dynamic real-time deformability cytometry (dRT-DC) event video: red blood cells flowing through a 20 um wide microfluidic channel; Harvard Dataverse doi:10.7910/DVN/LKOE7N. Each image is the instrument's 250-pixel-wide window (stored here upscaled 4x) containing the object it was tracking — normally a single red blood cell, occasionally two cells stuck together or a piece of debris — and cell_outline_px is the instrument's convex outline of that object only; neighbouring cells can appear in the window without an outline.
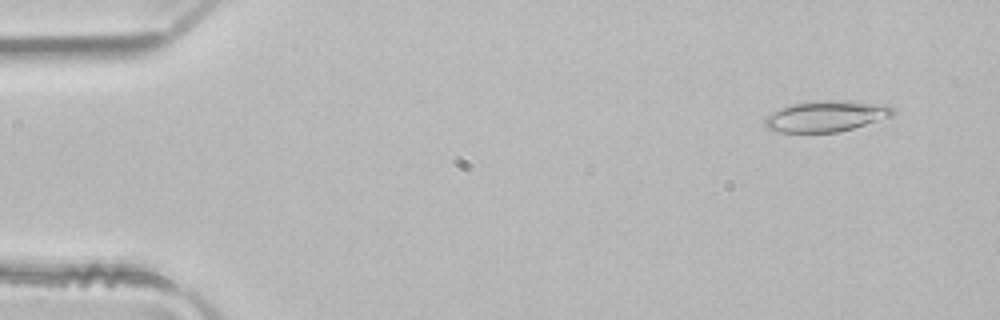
{"species": "common noctule bat (a hibernating species)", "species_latin": "Nyctalus noctula", "temperature_condition": "room temperature", "stored_images_in_passage": 3, "camera_frame_rate_fps": 3000, "um_per_image_px": 0.085, "animal": {"sex": "male", "body_mass_g": 21.5, "forearm_length_mm": 52.0}, "frame": {"image": 1, "passage_image": 1, "time_ms": 0.0, "image_size_px": [1000, 320], "cell_outline_px": [[896, 112], [892, 116], [840, 132], [780, 132], [768, 128], [764, 124], [764, 120], [772, 112], [780, 108], [792, 104], [816, 100], [848, 100], [888, 104]], "centroid_in_image_um": [70.26, 9.86], "position_along_channel_um": 14.7, "area_um2": 23.24}}